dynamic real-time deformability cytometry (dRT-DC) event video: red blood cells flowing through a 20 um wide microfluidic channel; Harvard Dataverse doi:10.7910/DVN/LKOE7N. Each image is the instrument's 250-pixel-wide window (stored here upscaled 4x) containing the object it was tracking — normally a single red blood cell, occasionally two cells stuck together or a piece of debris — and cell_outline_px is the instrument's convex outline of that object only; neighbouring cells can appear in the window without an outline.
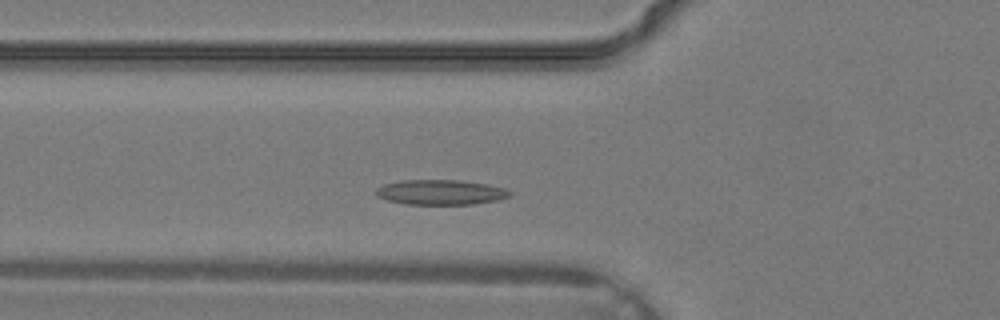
{"species": "common noctule bat (a hibernating species)", "species_latin": "Nyctalus noctula", "temperature_condition": "warm", "stored_images_in_passage": 26, "camera_frame_rate_fps": 3000, "um_per_image_px": 0.085, "animal": {"sex": "male", "body_mass_g": 19.2, "forearm_length_mm": 51.8}, "frame": {"image": 1, "passage_image": 3, "time_ms": 0.667, "image_size_px": [1000, 320], "cell_outline_px": [[512, 196], [496, 200], [472, 204], [404, 204], [388, 200], [376, 196], [376, 188], [384, 184], [404, 180], [460, 180], [488, 184], [504, 188], [512, 192]], "centroid_in_image_um": [37.46, 16.34], "position_along_channel_um": 88.3, "area_um2": 19.48}}
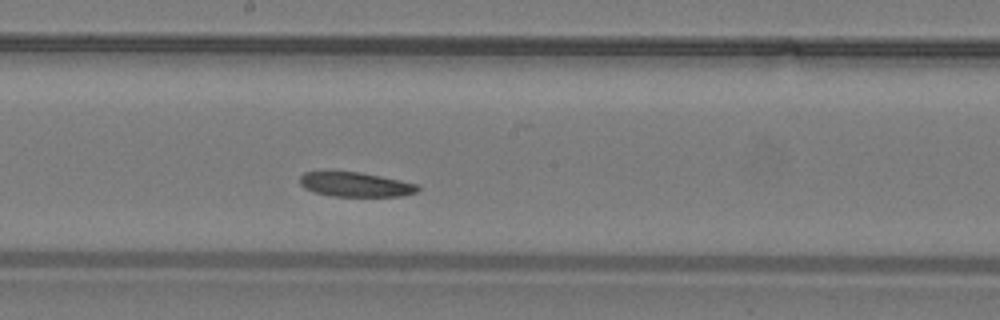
{"frame": {"image": 2, "passage_image": 10, "time_ms": 3.0, "image_size_px": [1000, 320], "cell_outline_px": [[420, 188], [416, 192], [404, 196], [332, 196], [312, 192], [304, 188], [300, 184], [300, 176], [304, 172], [332, 168], [360, 172], [420, 184]], "centroid_in_image_um": [30.14, 15.64], "position_along_channel_um": 218.1, "area_um2": 17.69}}
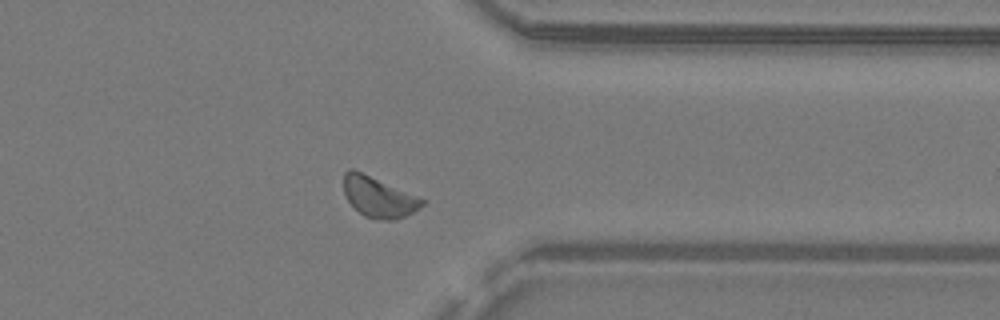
{"frame": {"image": 3, "passage_image": 19, "time_ms": 6.0, "image_size_px": [1000, 320], "cell_outline_px": [[424, 204], [420, 208], [396, 220], [384, 220], [364, 216], [348, 200], [344, 192], [344, 172], [348, 168], [352, 168], [416, 196], [424, 200]], "centroid_in_image_um": [32.16, 16.75], "position_along_channel_um": 379.2, "area_um2": 17.98}}